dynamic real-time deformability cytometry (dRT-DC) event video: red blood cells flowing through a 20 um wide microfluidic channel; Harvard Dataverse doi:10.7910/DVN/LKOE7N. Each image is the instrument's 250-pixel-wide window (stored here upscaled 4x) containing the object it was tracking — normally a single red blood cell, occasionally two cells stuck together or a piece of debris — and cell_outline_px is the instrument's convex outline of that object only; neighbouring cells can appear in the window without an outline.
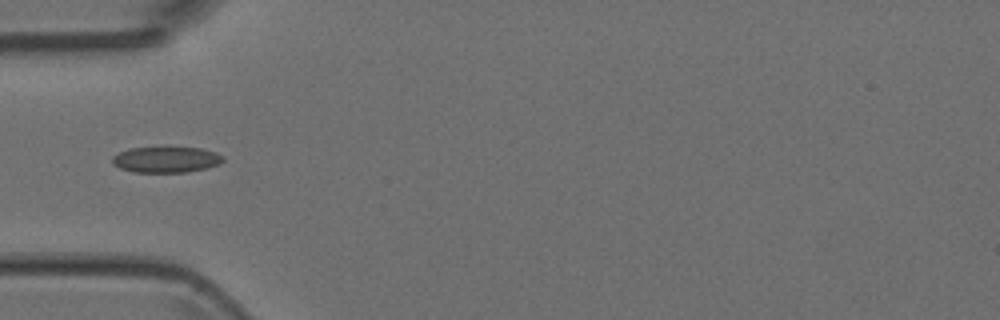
{"species": "Egyptian fruit bat (a non-hibernating species)", "species_latin": "Rousettus aegyptiacus", "temperature_condition": "room temperature", "stored_images_in_passage": 6, "camera_frame_rate_fps": 3000, "um_per_image_px": 0.085, "animal": {"sex": "female"}, "frame": {"image": 1, "passage_image": 6, "time_ms": 1.667, "image_size_px": [1000, 320], "cell_outline_px": [[224, 160], [220, 164], [208, 168], [188, 172], [132, 172], [120, 168], [112, 164], [112, 156], [128, 148], [164, 144], [200, 148], [216, 152], [224, 156]], "centroid_in_image_um": [14.12, 13.51], "position_along_channel_um": 70.9, "area_um2": 17.8}}